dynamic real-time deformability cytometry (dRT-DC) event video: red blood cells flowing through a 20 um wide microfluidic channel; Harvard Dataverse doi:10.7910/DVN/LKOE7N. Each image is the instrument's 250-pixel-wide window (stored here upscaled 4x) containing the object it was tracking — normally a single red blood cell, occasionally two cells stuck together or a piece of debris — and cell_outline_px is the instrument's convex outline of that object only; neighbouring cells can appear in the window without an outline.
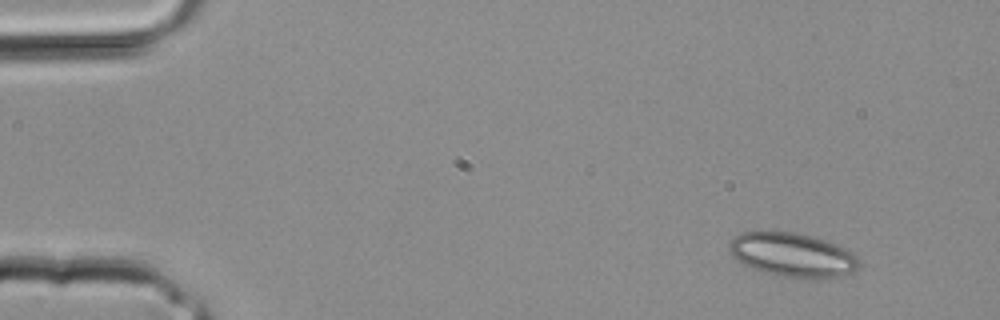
{"species": "common noctule bat (a hibernating species)", "species_latin": "Nyctalus noctula", "temperature_condition": "room temperature", "stored_images_in_passage": 3, "camera_frame_rate_fps": 3000, "um_per_image_px": 0.085, "animal": {"sex": "male", "body_mass_g": 20.4}, "frame": {"image": 1, "passage_image": 3, "time_ms": 0.667, "image_size_px": [1000, 320], "cell_outline_px": [[860, 264], [856, 272], [840, 276], [816, 280], [812, 280], [776, 276], [740, 264], [732, 256], [728, 248], [728, 244], [740, 232], [792, 232], [812, 236], [836, 244], [852, 252], [860, 260]], "centroid_in_image_um": [67.38, 21.7], "position_along_channel_um": 17.6, "area_um2": 33.87}}